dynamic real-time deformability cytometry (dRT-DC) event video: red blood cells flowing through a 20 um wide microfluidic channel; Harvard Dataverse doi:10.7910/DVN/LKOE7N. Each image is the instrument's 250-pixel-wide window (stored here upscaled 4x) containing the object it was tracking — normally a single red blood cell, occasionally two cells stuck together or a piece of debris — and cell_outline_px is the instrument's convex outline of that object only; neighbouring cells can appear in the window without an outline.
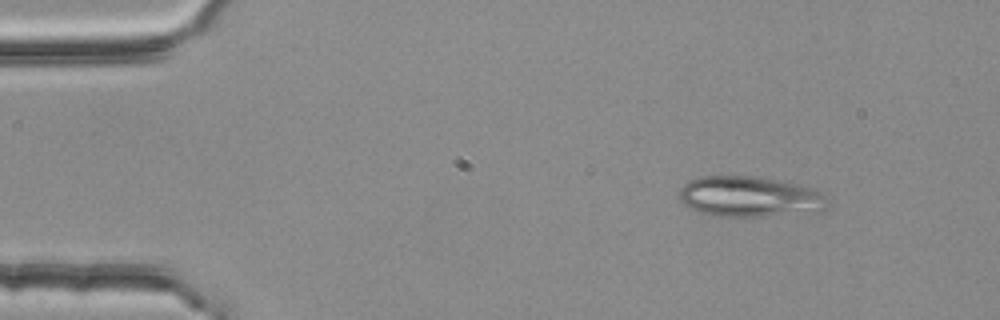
{"species": "common noctule bat (a hibernating species)", "species_latin": "Nyctalus noctula", "temperature_condition": "room temperature", "stored_images_in_passage": 3, "camera_frame_rate_fps": 3000, "um_per_image_px": 0.085, "animal": {"sex": "female", "body_mass_g": 25.1}, "frame": {"image": 1, "passage_image": 1, "time_ms": 0.0, "image_size_px": [1000, 320], "cell_outline_px": [[828, 204], [820, 212], [764, 216], [708, 216], [688, 208], [680, 200], [680, 188], [688, 180], [700, 176], [752, 176], [780, 180], [800, 184], [816, 188], [824, 196]], "centroid_in_image_um": [63.71, 16.72], "position_along_channel_um": 21.3, "area_um2": 35.55}}